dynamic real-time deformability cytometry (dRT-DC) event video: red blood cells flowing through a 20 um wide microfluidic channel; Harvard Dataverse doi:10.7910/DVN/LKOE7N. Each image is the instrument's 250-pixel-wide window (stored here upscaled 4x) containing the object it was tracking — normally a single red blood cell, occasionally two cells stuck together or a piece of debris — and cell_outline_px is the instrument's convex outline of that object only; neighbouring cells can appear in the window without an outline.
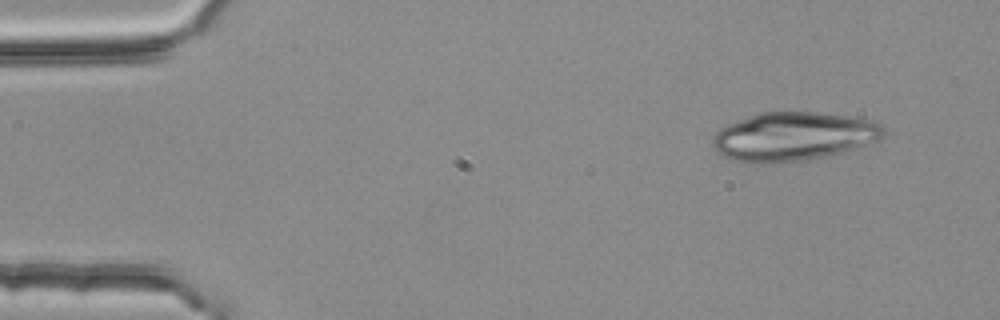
{"species": "common noctule bat (a hibernating species)", "species_latin": "Nyctalus noctula", "temperature_condition": "room temperature", "stored_images_in_passage": 3, "camera_frame_rate_fps": 3000, "um_per_image_px": 0.085, "animal": {"sex": "female", "body_mass_g": 25.1}, "frame": {"image": 1, "passage_image": 1, "time_ms": 0.0, "image_size_px": [1000, 320], "cell_outline_px": [[888, 132], [884, 136], [876, 140], [828, 156], [800, 160], [732, 160], [716, 152], [712, 144], [712, 136], [720, 128], [728, 124], [760, 112], [816, 112], [848, 116], [880, 124]], "centroid_in_image_um": [67.42, 11.56], "position_along_channel_um": 17.6, "area_um2": 47.05}}